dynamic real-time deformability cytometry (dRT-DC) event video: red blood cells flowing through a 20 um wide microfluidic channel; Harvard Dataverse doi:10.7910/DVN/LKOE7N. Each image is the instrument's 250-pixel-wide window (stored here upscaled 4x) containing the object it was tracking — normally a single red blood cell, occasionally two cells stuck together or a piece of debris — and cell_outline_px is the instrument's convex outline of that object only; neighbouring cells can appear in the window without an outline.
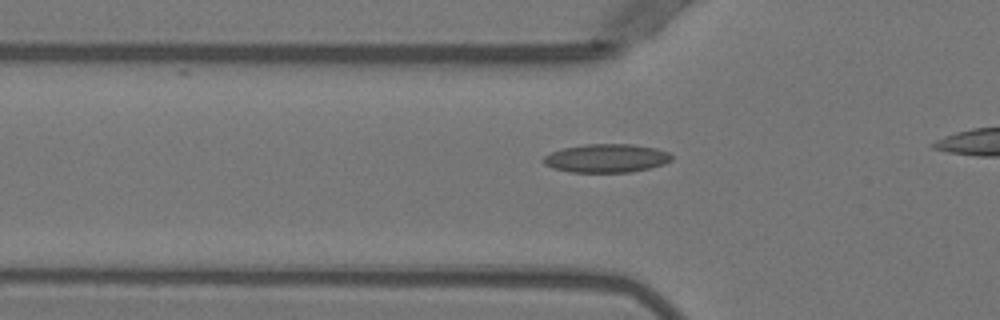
{"species": "Egyptian fruit bat (a non-hibernating species)", "species_latin": "Rousettus aegyptiacus", "temperature_condition": "warm", "stored_images_in_passage": 34, "camera_frame_rate_fps": 3000, "um_per_image_px": 0.085, "animal": {"sex": "female"}, "frame": {"image": 1, "passage_image": 9, "time_ms": 2.667, "image_size_px": [1000, 320], "cell_outline_px": [[672, 160], [664, 164], [632, 172], [568, 172], [552, 168], [544, 164], [544, 156], [552, 152], [564, 148], [584, 144], [632, 144], [656, 148], [668, 152], [672, 156]], "centroid_in_image_um": [51.55, 13.45], "position_along_channel_um": 74.2, "area_um2": 21.27}}
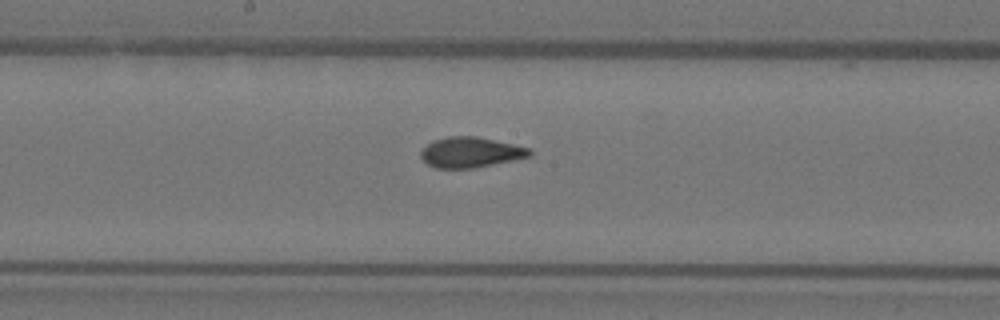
{"frame": {"image": 2, "passage_image": 19, "time_ms": 6.0, "image_size_px": [1000, 320], "cell_outline_px": [[532, 156], [472, 168], [436, 168], [420, 160], [420, 152], [432, 140], [448, 136], [476, 136], [532, 148]], "centroid_in_image_um": [39.99, 12.94], "position_along_channel_um": 208.2, "area_um2": 19.31}}
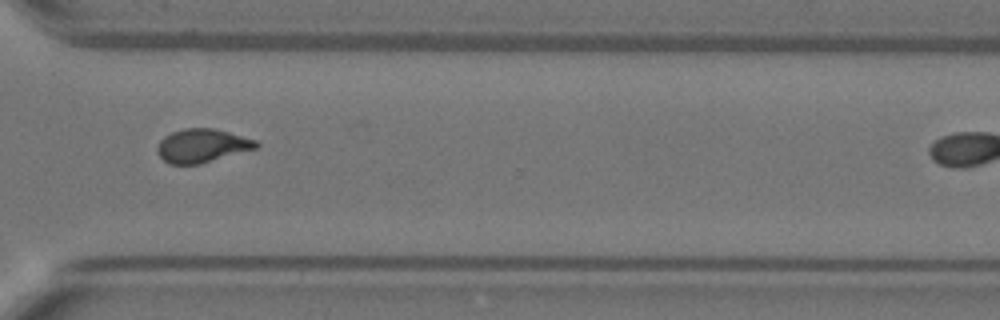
{"frame": {"image": 3, "passage_image": 30, "time_ms": 9.667, "image_size_px": [1000, 320], "cell_outline_px": [[260, 144], [256, 148], [200, 164], [168, 164], [156, 152], [156, 148], [160, 140], [164, 136], [172, 132], [184, 128], [212, 128], [228, 132], [256, 140]], "centroid_in_image_um": [17.14, 12.38], "position_along_channel_um": 353.5, "area_um2": 19.25}}